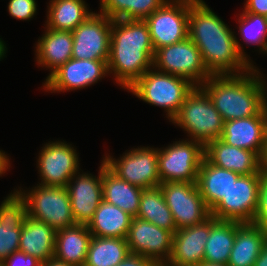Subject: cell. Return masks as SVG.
<instances>
[{
	"label": "cell",
	"mask_w": 267,
	"mask_h": 266,
	"mask_svg": "<svg viewBox=\"0 0 267 266\" xmlns=\"http://www.w3.org/2000/svg\"><path fill=\"white\" fill-rule=\"evenodd\" d=\"M236 35L205 1L189 0L188 37L211 75H238L254 67Z\"/></svg>",
	"instance_id": "cell-1"
},
{
	"label": "cell",
	"mask_w": 267,
	"mask_h": 266,
	"mask_svg": "<svg viewBox=\"0 0 267 266\" xmlns=\"http://www.w3.org/2000/svg\"><path fill=\"white\" fill-rule=\"evenodd\" d=\"M153 48L145 20L116 19L111 24L109 75L121 88L132 87L153 68Z\"/></svg>",
	"instance_id": "cell-2"
},
{
	"label": "cell",
	"mask_w": 267,
	"mask_h": 266,
	"mask_svg": "<svg viewBox=\"0 0 267 266\" xmlns=\"http://www.w3.org/2000/svg\"><path fill=\"white\" fill-rule=\"evenodd\" d=\"M259 68L238 75H212L200 87L223 121L257 116L267 106V83Z\"/></svg>",
	"instance_id": "cell-3"
},
{
	"label": "cell",
	"mask_w": 267,
	"mask_h": 266,
	"mask_svg": "<svg viewBox=\"0 0 267 266\" xmlns=\"http://www.w3.org/2000/svg\"><path fill=\"white\" fill-rule=\"evenodd\" d=\"M194 87L195 85L186 78L151 68L128 89V92L151 106L163 108L171 122Z\"/></svg>",
	"instance_id": "cell-4"
},
{
	"label": "cell",
	"mask_w": 267,
	"mask_h": 266,
	"mask_svg": "<svg viewBox=\"0 0 267 266\" xmlns=\"http://www.w3.org/2000/svg\"><path fill=\"white\" fill-rule=\"evenodd\" d=\"M171 122L186 131L191 140L201 142L204 146L221 138L223 133L224 121L200 86H195L186 96Z\"/></svg>",
	"instance_id": "cell-5"
},
{
	"label": "cell",
	"mask_w": 267,
	"mask_h": 266,
	"mask_svg": "<svg viewBox=\"0 0 267 266\" xmlns=\"http://www.w3.org/2000/svg\"><path fill=\"white\" fill-rule=\"evenodd\" d=\"M27 205V215L51 226L55 231L75 225L66 187L37 184L30 190H19Z\"/></svg>",
	"instance_id": "cell-6"
},
{
	"label": "cell",
	"mask_w": 267,
	"mask_h": 266,
	"mask_svg": "<svg viewBox=\"0 0 267 266\" xmlns=\"http://www.w3.org/2000/svg\"><path fill=\"white\" fill-rule=\"evenodd\" d=\"M203 158L204 145L188 138L175 141L164 149L158 148L160 182L196 183Z\"/></svg>",
	"instance_id": "cell-7"
},
{
	"label": "cell",
	"mask_w": 267,
	"mask_h": 266,
	"mask_svg": "<svg viewBox=\"0 0 267 266\" xmlns=\"http://www.w3.org/2000/svg\"><path fill=\"white\" fill-rule=\"evenodd\" d=\"M153 68L186 78L195 86H201L212 76L205 67L200 50L189 37L155 50Z\"/></svg>",
	"instance_id": "cell-8"
},
{
	"label": "cell",
	"mask_w": 267,
	"mask_h": 266,
	"mask_svg": "<svg viewBox=\"0 0 267 266\" xmlns=\"http://www.w3.org/2000/svg\"><path fill=\"white\" fill-rule=\"evenodd\" d=\"M103 160L107 167L131 185L141 189L161 184L158 168V148L137 147L125 152L120 159L106 155Z\"/></svg>",
	"instance_id": "cell-9"
},
{
	"label": "cell",
	"mask_w": 267,
	"mask_h": 266,
	"mask_svg": "<svg viewBox=\"0 0 267 266\" xmlns=\"http://www.w3.org/2000/svg\"><path fill=\"white\" fill-rule=\"evenodd\" d=\"M261 173L240 175L210 211L218 220L252 223L258 204Z\"/></svg>",
	"instance_id": "cell-10"
},
{
	"label": "cell",
	"mask_w": 267,
	"mask_h": 266,
	"mask_svg": "<svg viewBox=\"0 0 267 266\" xmlns=\"http://www.w3.org/2000/svg\"><path fill=\"white\" fill-rule=\"evenodd\" d=\"M189 0H168L145 20L154 50L188 37Z\"/></svg>",
	"instance_id": "cell-11"
},
{
	"label": "cell",
	"mask_w": 267,
	"mask_h": 266,
	"mask_svg": "<svg viewBox=\"0 0 267 266\" xmlns=\"http://www.w3.org/2000/svg\"><path fill=\"white\" fill-rule=\"evenodd\" d=\"M159 186L173 215L176 229L200 224L211 216L196 183L177 181L161 183Z\"/></svg>",
	"instance_id": "cell-12"
},
{
	"label": "cell",
	"mask_w": 267,
	"mask_h": 266,
	"mask_svg": "<svg viewBox=\"0 0 267 266\" xmlns=\"http://www.w3.org/2000/svg\"><path fill=\"white\" fill-rule=\"evenodd\" d=\"M39 152L37 168L41 185L66 187L79 170V155L72 144L49 141Z\"/></svg>",
	"instance_id": "cell-13"
},
{
	"label": "cell",
	"mask_w": 267,
	"mask_h": 266,
	"mask_svg": "<svg viewBox=\"0 0 267 266\" xmlns=\"http://www.w3.org/2000/svg\"><path fill=\"white\" fill-rule=\"evenodd\" d=\"M112 19L101 13H93L73 31L72 58L80 60L108 61Z\"/></svg>",
	"instance_id": "cell-14"
},
{
	"label": "cell",
	"mask_w": 267,
	"mask_h": 266,
	"mask_svg": "<svg viewBox=\"0 0 267 266\" xmlns=\"http://www.w3.org/2000/svg\"><path fill=\"white\" fill-rule=\"evenodd\" d=\"M173 235L153 223L134 217L126 241L130 253L150 258L158 266H162L171 256Z\"/></svg>",
	"instance_id": "cell-15"
},
{
	"label": "cell",
	"mask_w": 267,
	"mask_h": 266,
	"mask_svg": "<svg viewBox=\"0 0 267 266\" xmlns=\"http://www.w3.org/2000/svg\"><path fill=\"white\" fill-rule=\"evenodd\" d=\"M108 61L71 58L54 71L43 83L51 93L79 90L94 85L109 75Z\"/></svg>",
	"instance_id": "cell-16"
},
{
	"label": "cell",
	"mask_w": 267,
	"mask_h": 266,
	"mask_svg": "<svg viewBox=\"0 0 267 266\" xmlns=\"http://www.w3.org/2000/svg\"><path fill=\"white\" fill-rule=\"evenodd\" d=\"M98 176L78 171L66 186L76 224L88 225L99 204L103 201V160Z\"/></svg>",
	"instance_id": "cell-17"
},
{
	"label": "cell",
	"mask_w": 267,
	"mask_h": 266,
	"mask_svg": "<svg viewBox=\"0 0 267 266\" xmlns=\"http://www.w3.org/2000/svg\"><path fill=\"white\" fill-rule=\"evenodd\" d=\"M211 229V216L200 224L177 229L173 235L172 252L164 266H200Z\"/></svg>",
	"instance_id": "cell-18"
},
{
	"label": "cell",
	"mask_w": 267,
	"mask_h": 266,
	"mask_svg": "<svg viewBox=\"0 0 267 266\" xmlns=\"http://www.w3.org/2000/svg\"><path fill=\"white\" fill-rule=\"evenodd\" d=\"M267 137V106L257 115L225 121L221 140L228 145L263 155Z\"/></svg>",
	"instance_id": "cell-19"
},
{
	"label": "cell",
	"mask_w": 267,
	"mask_h": 266,
	"mask_svg": "<svg viewBox=\"0 0 267 266\" xmlns=\"http://www.w3.org/2000/svg\"><path fill=\"white\" fill-rule=\"evenodd\" d=\"M26 217V202L14 189L0 205V262L19 251L22 224Z\"/></svg>",
	"instance_id": "cell-20"
},
{
	"label": "cell",
	"mask_w": 267,
	"mask_h": 266,
	"mask_svg": "<svg viewBox=\"0 0 267 266\" xmlns=\"http://www.w3.org/2000/svg\"><path fill=\"white\" fill-rule=\"evenodd\" d=\"M204 157L211 164L240 175L261 173V158L255 152L228 145L220 138L204 146Z\"/></svg>",
	"instance_id": "cell-21"
},
{
	"label": "cell",
	"mask_w": 267,
	"mask_h": 266,
	"mask_svg": "<svg viewBox=\"0 0 267 266\" xmlns=\"http://www.w3.org/2000/svg\"><path fill=\"white\" fill-rule=\"evenodd\" d=\"M36 44V62L38 66L48 68L50 73L46 79L72 58V31H57L47 27Z\"/></svg>",
	"instance_id": "cell-22"
},
{
	"label": "cell",
	"mask_w": 267,
	"mask_h": 266,
	"mask_svg": "<svg viewBox=\"0 0 267 266\" xmlns=\"http://www.w3.org/2000/svg\"><path fill=\"white\" fill-rule=\"evenodd\" d=\"M92 234L87 225L75 224L56 231L54 258L73 266H84Z\"/></svg>",
	"instance_id": "cell-23"
},
{
	"label": "cell",
	"mask_w": 267,
	"mask_h": 266,
	"mask_svg": "<svg viewBox=\"0 0 267 266\" xmlns=\"http://www.w3.org/2000/svg\"><path fill=\"white\" fill-rule=\"evenodd\" d=\"M55 236L51 226L27 215L22 224L19 251L46 262L54 257Z\"/></svg>",
	"instance_id": "cell-24"
},
{
	"label": "cell",
	"mask_w": 267,
	"mask_h": 266,
	"mask_svg": "<svg viewBox=\"0 0 267 266\" xmlns=\"http://www.w3.org/2000/svg\"><path fill=\"white\" fill-rule=\"evenodd\" d=\"M239 176V173L217 167L203 158L196 184L210 211L227 194L233 181Z\"/></svg>",
	"instance_id": "cell-25"
},
{
	"label": "cell",
	"mask_w": 267,
	"mask_h": 266,
	"mask_svg": "<svg viewBox=\"0 0 267 266\" xmlns=\"http://www.w3.org/2000/svg\"><path fill=\"white\" fill-rule=\"evenodd\" d=\"M266 239L267 233L258 225L237 222L236 237L227 265L254 266Z\"/></svg>",
	"instance_id": "cell-26"
},
{
	"label": "cell",
	"mask_w": 267,
	"mask_h": 266,
	"mask_svg": "<svg viewBox=\"0 0 267 266\" xmlns=\"http://www.w3.org/2000/svg\"><path fill=\"white\" fill-rule=\"evenodd\" d=\"M102 189L105 202L119 207L133 218L137 216L143 189L120 179L107 167L104 160Z\"/></svg>",
	"instance_id": "cell-27"
},
{
	"label": "cell",
	"mask_w": 267,
	"mask_h": 266,
	"mask_svg": "<svg viewBox=\"0 0 267 266\" xmlns=\"http://www.w3.org/2000/svg\"><path fill=\"white\" fill-rule=\"evenodd\" d=\"M132 218L119 207L103 200L87 227L92 236L126 239Z\"/></svg>",
	"instance_id": "cell-28"
},
{
	"label": "cell",
	"mask_w": 267,
	"mask_h": 266,
	"mask_svg": "<svg viewBox=\"0 0 267 266\" xmlns=\"http://www.w3.org/2000/svg\"><path fill=\"white\" fill-rule=\"evenodd\" d=\"M84 0H51L45 27L57 31H73L94 12L89 11Z\"/></svg>",
	"instance_id": "cell-29"
},
{
	"label": "cell",
	"mask_w": 267,
	"mask_h": 266,
	"mask_svg": "<svg viewBox=\"0 0 267 266\" xmlns=\"http://www.w3.org/2000/svg\"><path fill=\"white\" fill-rule=\"evenodd\" d=\"M237 222L211 216V229L204 248L207 263L227 264L236 237Z\"/></svg>",
	"instance_id": "cell-30"
},
{
	"label": "cell",
	"mask_w": 267,
	"mask_h": 266,
	"mask_svg": "<svg viewBox=\"0 0 267 266\" xmlns=\"http://www.w3.org/2000/svg\"><path fill=\"white\" fill-rule=\"evenodd\" d=\"M136 217L153 223L173 234L177 230L173 215L166 204L160 186L142 190L139 210Z\"/></svg>",
	"instance_id": "cell-31"
},
{
	"label": "cell",
	"mask_w": 267,
	"mask_h": 266,
	"mask_svg": "<svg viewBox=\"0 0 267 266\" xmlns=\"http://www.w3.org/2000/svg\"><path fill=\"white\" fill-rule=\"evenodd\" d=\"M129 253L125 238L92 236L84 266H116Z\"/></svg>",
	"instance_id": "cell-32"
},
{
	"label": "cell",
	"mask_w": 267,
	"mask_h": 266,
	"mask_svg": "<svg viewBox=\"0 0 267 266\" xmlns=\"http://www.w3.org/2000/svg\"><path fill=\"white\" fill-rule=\"evenodd\" d=\"M168 0H100L99 13L116 19L144 20Z\"/></svg>",
	"instance_id": "cell-33"
},
{
	"label": "cell",
	"mask_w": 267,
	"mask_h": 266,
	"mask_svg": "<svg viewBox=\"0 0 267 266\" xmlns=\"http://www.w3.org/2000/svg\"><path fill=\"white\" fill-rule=\"evenodd\" d=\"M238 28L241 39L245 44L258 47L259 53L267 54V23L263 15L242 11L238 16Z\"/></svg>",
	"instance_id": "cell-34"
},
{
	"label": "cell",
	"mask_w": 267,
	"mask_h": 266,
	"mask_svg": "<svg viewBox=\"0 0 267 266\" xmlns=\"http://www.w3.org/2000/svg\"><path fill=\"white\" fill-rule=\"evenodd\" d=\"M267 233V173L261 171L258 204L252 221Z\"/></svg>",
	"instance_id": "cell-35"
},
{
	"label": "cell",
	"mask_w": 267,
	"mask_h": 266,
	"mask_svg": "<svg viewBox=\"0 0 267 266\" xmlns=\"http://www.w3.org/2000/svg\"><path fill=\"white\" fill-rule=\"evenodd\" d=\"M8 12L12 18L19 20H30L37 13L35 0H9Z\"/></svg>",
	"instance_id": "cell-36"
},
{
	"label": "cell",
	"mask_w": 267,
	"mask_h": 266,
	"mask_svg": "<svg viewBox=\"0 0 267 266\" xmlns=\"http://www.w3.org/2000/svg\"><path fill=\"white\" fill-rule=\"evenodd\" d=\"M3 264L4 266H41L42 262L32 255L18 251L11 254Z\"/></svg>",
	"instance_id": "cell-37"
},
{
	"label": "cell",
	"mask_w": 267,
	"mask_h": 266,
	"mask_svg": "<svg viewBox=\"0 0 267 266\" xmlns=\"http://www.w3.org/2000/svg\"><path fill=\"white\" fill-rule=\"evenodd\" d=\"M116 266H158L152 259L139 254L129 253Z\"/></svg>",
	"instance_id": "cell-38"
},
{
	"label": "cell",
	"mask_w": 267,
	"mask_h": 266,
	"mask_svg": "<svg viewBox=\"0 0 267 266\" xmlns=\"http://www.w3.org/2000/svg\"><path fill=\"white\" fill-rule=\"evenodd\" d=\"M244 12L256 15H267V0H246Z\"/></svg>",
	"instance_id": "cell-39"
},
{
	"label": "cell",
	"mask_w": 267,
	"mask_h": 266,
	"mask_svg": "<svg viewBox=\"0 0 267 266\" xmlns=\"http://www.w3.org/2000/svg\"><path fill=\"white\" fill-rule=\"evenodd\" d=\"M10 160L9 156L5 154L2 150H0V177L8 171L7 169H10Z\"/></svg>",
	"instance_id": "cell-40"
},
{
	"label": "cell",
	"mask_w": 267,
	"mask_h": 266,
	"mask_svg": "<svg viewBox=\"0 0 267 266\" xmlns=\"http://www.w3.org/2000/svg\"><path fill=\"white\" fill-rule=\"evenodd\" d=\"M254 266H267V239L264 242L260 255L254 262Z\"/></svg>",
	"instance_id": "cell-41"
},
{
	"label": "cell",
	"mask_w": 267,
	"mask_h": 266,
	"mask_svg": "<svg viewBox=\"0 0 267 266\" xmlns=\"http://www.w3.org/2000/svg\"><path fill=\"white\" fill-rule=\"evenodd\" d=\"M41 266H73V265H69L53 257L47 260L46 262H43Z\"/></svg>",
	"instance_id": "cell-42"
},
{
	"label": "cell",
	"mask_w": 267,
	"mask_h": 266,
	"mask_svg": "<svg viewBox=\"0 0 267 266\" xmlns=\"http://www.w3.org/2000/svg\"><path fill=\"white\" fill-rule=\"evenodd\" d=\"M261 171L267 173V137H266L264 152L261 157Z\"/></svg>",
	"instance_id": "cell-43"
},
{
	"label": "cell",
	"mask_w": 267,
	"mask_h": 266,
	"mask_svg": "<svg viewBox=\"0 0 267 266\" xmlns=\"http://www.w3.org/2000/svg\"><path fill=\"white\" fill-rule=\"evenodd\" d=\"M6 51H7L6 44L0 38V61H1V59H3L5 57Z\"/></svg>",
	"instance_id": "cell-44"
},
{
	"label": "cell",
	"mask_w": 267,
	"mask_h": 266,
	"mask_svg": "<svg viewBox=\"0 0 267 266\" xmlns=\"http://www.w3.org/2000/svg\"><path fill=\"white\" fill-rule=\"evenodd\" d=\"M200 266H228L227 264H219V263H207L203 262Z\"/></svg>",
	"instance_id": "cell-45"
}]
</instances>
